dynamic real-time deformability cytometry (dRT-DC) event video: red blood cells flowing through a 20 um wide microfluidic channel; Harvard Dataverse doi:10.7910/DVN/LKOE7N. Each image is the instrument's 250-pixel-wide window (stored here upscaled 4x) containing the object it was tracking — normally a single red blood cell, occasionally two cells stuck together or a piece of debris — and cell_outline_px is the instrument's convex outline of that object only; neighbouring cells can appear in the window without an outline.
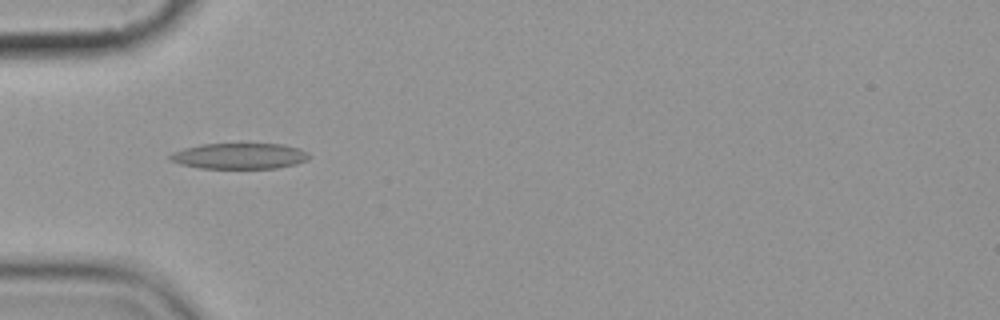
{"species": "common noctule bat (a hibernating species)", "species_latin": "Nyctalus noctula", "temperature_condition": "cold", "stored_images_in_passage": 2, "camera_frame_rate_fps": 3000, "um_per_image_px": 0.085, "animal": {"sex": "female", "body_mass_g": 19.9}, "frame": {"image": 1, "passage_image": 1, "time_ms": 0.0, "image_size_px": [1000, 320], "cell_outline_px": [[312, 156], [308, 160], [296, 164], [276, 168], [200, 168], [180, 164], [172, 160], [168, 156], [172, 152], [184, 148], [200, 144], [284, 144], [300, 148], [308, 152]], "centroid_in_image_um": [20.4, 13.26], "position_along_channel_um": 64.6, "area_um2": 21.04}}
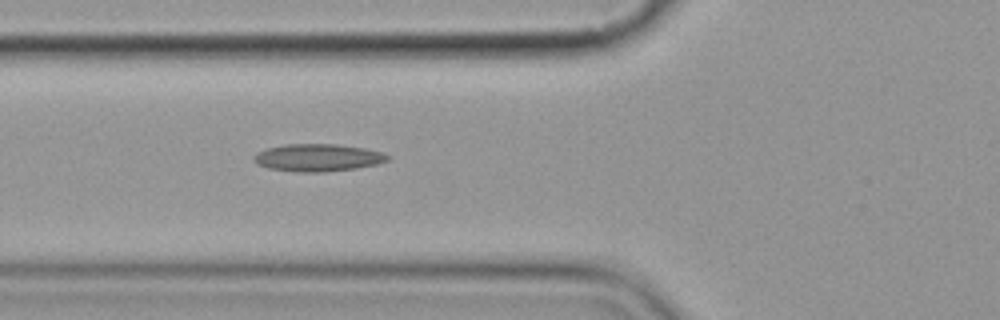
{"frame": {"image": 2, "passage_image": 2, "time_ms": 1.0, "image_size_px": [1000, 320], "cell_outline_px": [[388, 160], [376, 164], [356, 168], [324, 172], [296, 172], [268, 168], [256, 164], [252, 160], [252, 156], [256, 152], [268, 148], [284, 144], [336, 144], [364, 148], [380, 152], [388, 156]], "centroid_in_image_um": [26.93, 13.4], "position_along_channel_um": 98.9, "area_um2": 21.39}}